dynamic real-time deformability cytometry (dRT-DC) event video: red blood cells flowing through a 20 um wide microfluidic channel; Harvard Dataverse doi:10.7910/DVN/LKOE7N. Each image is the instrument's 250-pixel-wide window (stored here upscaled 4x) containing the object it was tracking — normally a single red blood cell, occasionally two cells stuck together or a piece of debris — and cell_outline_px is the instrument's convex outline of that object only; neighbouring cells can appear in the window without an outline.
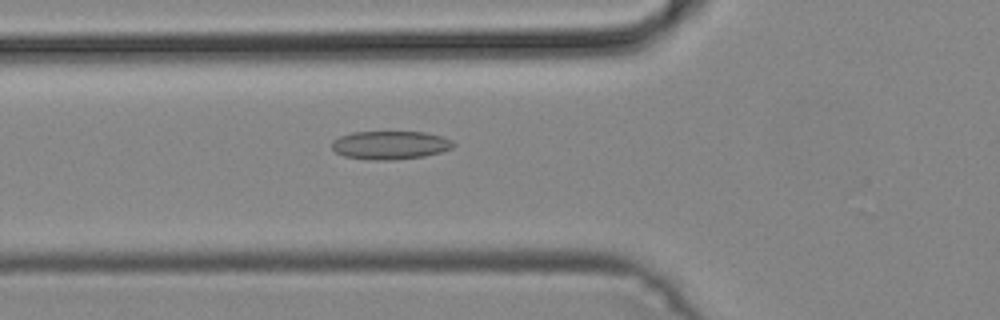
{"species": "common noctule bat (a hibernating species)", "species_latin": "Nyctalus noctula", "temperature_condition": "cold", "stored_images_in_passage": 40, "camera_frame_rate_fps": 3000, "um_per_image_px": 0.085, "animal": {"sex": "male", "body_mass_g": 19.2, "forearm_length_mm": 51.8}, "frame": {"image": 1, "passage_image": 9, "time_ms": 2.667, "image_size_px": [1000, 320], "cell_outline_px": [[456, 144], [452, 148], [440, 152], [424, 156], [392, 160], [368, 160], [344, 156], [336, 152], [332, 148], [332, 140], [340, 136], [352, 132], [424, 132], [440, 136], [452, 140]], "centroid_in_image_um": [33.15, 12.34], "position_along_channel_um": 92.6, "area_um2": 20.11}}
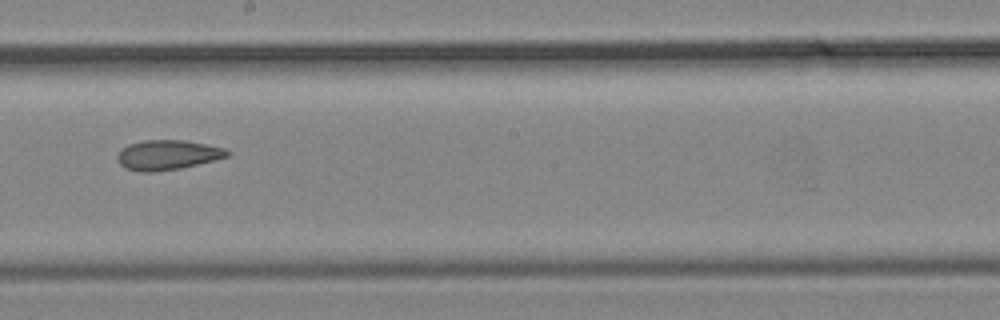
{"frame": {"image": 2, "passage_image": 19, "time_ms": 6.0, "image_size_px": [1000, 320], "cell_outline_px": [[232, 152], [228, 156], [216, 160], [180, 168], [156, 172], [140, 172], [124, 168], [116, 160], [116, 156], [128, 144], [144, 140], [184, 140], [224, 148]], "centroid_in_image_um": [14.23, 13.18], "position_along_channel_um": 234.0, "area_um2": 19.13}}
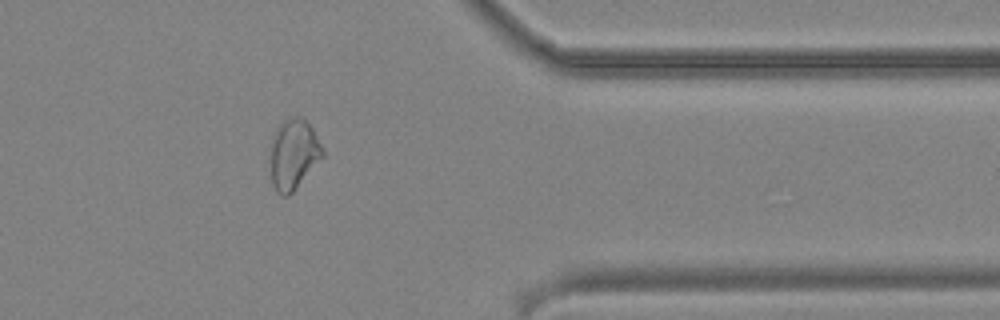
{"frame": {"image": 3, "passage_image": 31, "time_ms": 10.0, "image_size_px": [1000, 320], "cell_outline_px": [[324, 156], [292, 192], [288, 196], [284, 196], [276, 192], [272, 184], [268, 156], [268, 152], [272, 136], [276, 128], [284, 120], [292, 116], [300, 116], [312, 128], [324, 148]], "centroid_in_image_um": [24.9, 13.1], "position_along_channel_um": 386.5, "area_um2": 21.85}}